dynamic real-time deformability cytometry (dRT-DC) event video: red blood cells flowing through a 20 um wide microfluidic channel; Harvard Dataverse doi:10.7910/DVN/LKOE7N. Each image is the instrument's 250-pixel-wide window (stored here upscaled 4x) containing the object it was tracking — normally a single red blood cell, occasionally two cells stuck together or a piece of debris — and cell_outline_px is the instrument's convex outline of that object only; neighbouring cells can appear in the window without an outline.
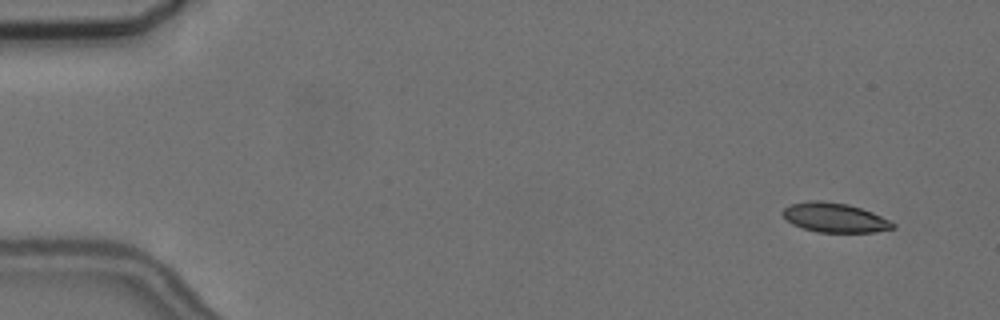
{"species": "common noctule bat (a hibernating species)", "species_latin": "Nyctalus noctula", "temperature_condition": "cold", "stored_images_in_passage": 6, "camera_frame_rate_fps": 3000, "um_per_image_px": 0.085, "animal": {"sex": "female", "body_mass_g": 24.6, "forearm_length_mm": 56.2}, "frame": {"image": 1, "passage_image": 1, "time_ms": 0.0, "image_size_px": [1000, 320], "cell_outline_px": [[896, 228], [876, 232], [816, 232], [792, 224], [784, 216], [784, 208], [792, 204], [808, 200], [824, 200], [848, 204], [872, 212], [896, 224]], "centroid_in_image_um": [70.97, 18.49], "position_along_channel_um": 14.0, "area_um2": 18.79}}
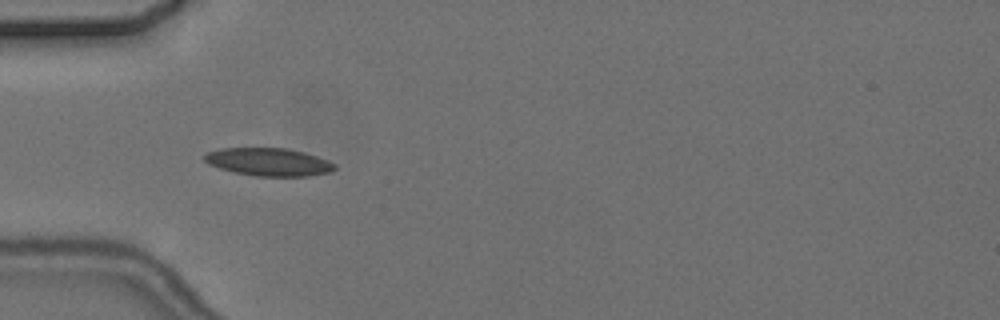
{"frame": {"image": 2, "passage_image": 5, "time_ms": 4.667, "image_size_px": [1000, 320], "cell_outline_px": [[336, 168], [332, 172], [308, 176], [256, 176], [236, 172], [220, 168], [208, 164], [204, 160], [204, 156], [208, 152], [220, 148], [284, 148], [304, 152], [328, 160], [336, 164]], "centroid_in_image_um": [22.87, 13.76], "position_along_channel_um": 62.1, "area_um2": 21.1}}